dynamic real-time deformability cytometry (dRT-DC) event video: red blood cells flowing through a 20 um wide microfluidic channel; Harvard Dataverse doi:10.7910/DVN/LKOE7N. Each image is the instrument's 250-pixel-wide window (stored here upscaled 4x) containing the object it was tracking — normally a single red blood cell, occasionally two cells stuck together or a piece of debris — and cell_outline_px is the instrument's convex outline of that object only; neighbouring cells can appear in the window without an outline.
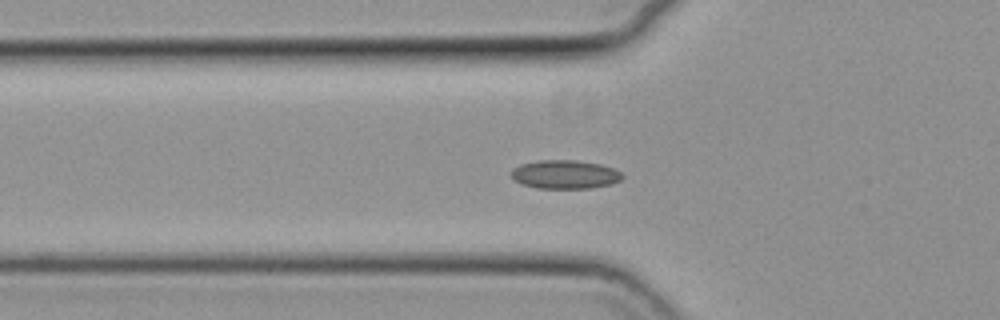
{"species": "common noctule bat (a hibernating species)", "species_latin": "Nyctalus noctula", "temperature_condition": "cold", "stored_images_in_passage": 44, "camera_frame_rate_fps": 3000, "um_per_image_px": 0.085, "animal": {"sex": "female", "body_mass_g": 19.3, "forearm_length_mm": 54.1}, "frame": {"image": 1, "passage_image": 11, "time_ms": 3.333, "image_size_px": [1000, 320], "cell_outline_px": [[624, 176], [620, 180], [612, 184], [592, 188], [536, 188], [520, 184], [508, 172], [512, 168], [520, 164], [540, 160], [576, 160], [600, 164], [612, 168], [620, 172]], "centroid_in_image_um": [47.99, 14.83], "position_along_channel_um": 77.8, "area_um2": 18.67}}
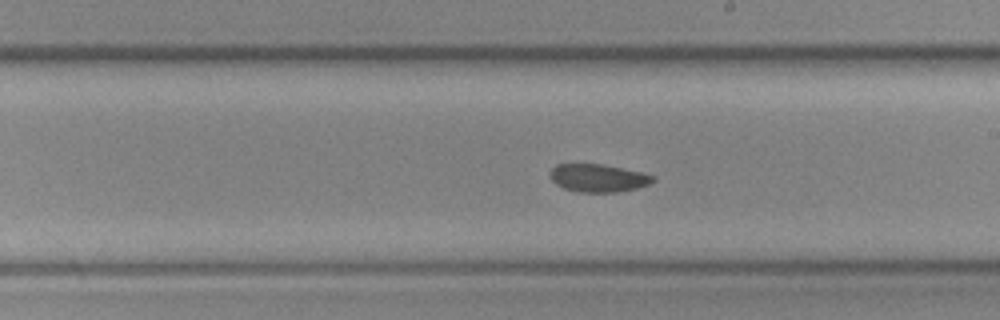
{"frame": {"image": 2, "passage_image": 24, "time_ms": 7.667, "image_size_px": [1000, 320], "cell_outline_px": [[656, 180], [648, 184], [636, 188], [616, 192], [576, 192], [564, 188], [556, 184], [552, 180], [548, 172], [556, 164], [604, 164], [640, 172], [656, 176]], "centroid_in_image_um": [50.82, 15.12], "position_along_channel_um": 238.2, "area_um2": 16.76}}
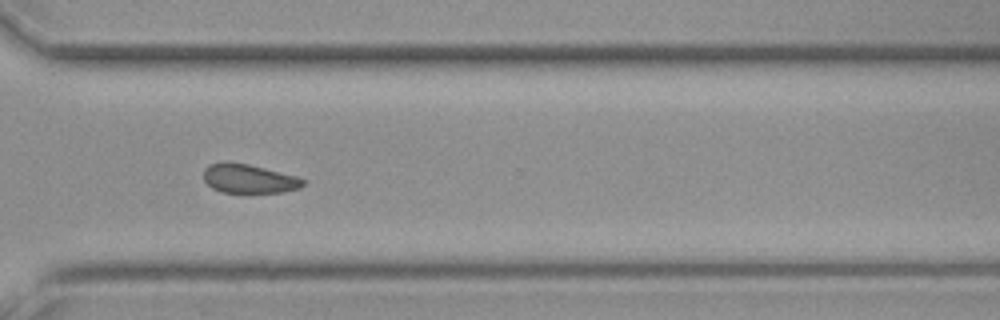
{"frame": {"image": 3, "passage_image": 33, "time_ms": 10.667, "image_size_px": [1000, 320], "cell_outline_px": [[304, 184], [300, 188], [280, 192], [220, 192], [212, 188], [204, 180], [204, 168], [208, 164], [248, 164], [296, 176], [304, 180]], "centroid_in_image_um": [21.16, 15.21], "position_along_channel_um": 349.4, "area_um2": 16.24}}